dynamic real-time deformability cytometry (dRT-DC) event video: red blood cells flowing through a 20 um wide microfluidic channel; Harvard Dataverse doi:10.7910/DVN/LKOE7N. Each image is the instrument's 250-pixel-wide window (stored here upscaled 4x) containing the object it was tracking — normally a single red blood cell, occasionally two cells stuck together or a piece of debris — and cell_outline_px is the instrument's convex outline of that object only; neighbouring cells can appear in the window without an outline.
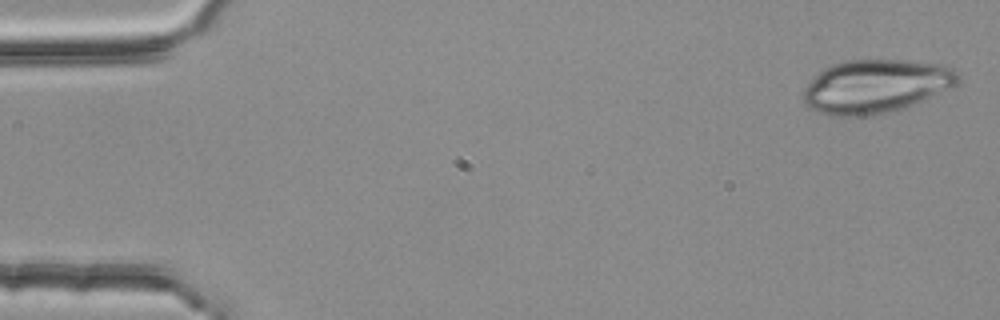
{"species": "common noctule bat (a hibernating species)", "species_latin": "Nyctalus noctula", "temperature_condition": "room temperature", "stored_images_in_passage": 4, "camera_frame_rate_fps": 3000, "um_per_image_px": 0.085, "animal": {"sex": "female", "body_mass_g": 25.1}, "frame": {"image": 1, "passage_image": 1, "time_ms": 0.0, "image_size_px": [1000, 320], "cell_outline_px": [[960, 80], [956, 84], [948, 88], [904, 108], [888, 112], [868, 116], [828, 116], [816, 112], [808, 108], [804, 100], [804, 88], [824, 68], [832, 64], [848, 60], [908, 60], [940, 64], [952, 68], [960, 72]], "centroid_in_image_um": [74.43, 7.33], "position_along_channel_um": 10.6, "area_um2": 48.09}}